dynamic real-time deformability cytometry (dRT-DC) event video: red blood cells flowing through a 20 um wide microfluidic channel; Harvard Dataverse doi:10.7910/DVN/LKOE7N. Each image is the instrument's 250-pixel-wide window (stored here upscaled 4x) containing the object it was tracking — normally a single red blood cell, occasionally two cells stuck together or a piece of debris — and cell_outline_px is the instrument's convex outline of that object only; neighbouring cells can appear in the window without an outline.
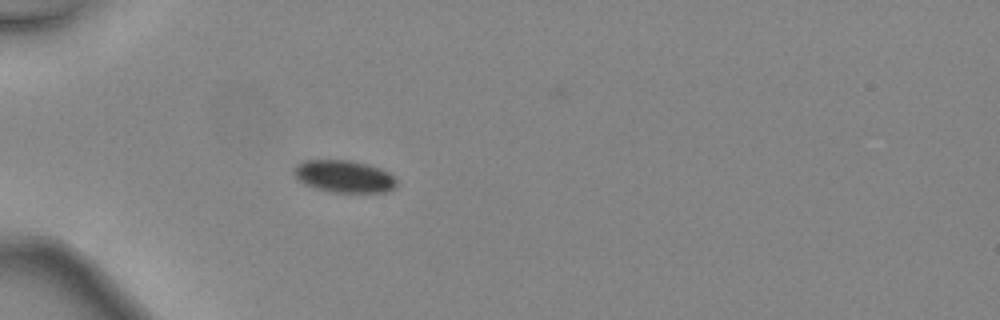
{"species": "common noctule bat (a hibernating species)", "species_latin": "Nyctalus noctula", "temperature_condition": "warm", "stored_images_in_passage": 27, "camera_frame_rate_fps": 3000, "um_per_image_px": 0.085, "animal": {"sex": "female", "body_mass_g": 24.6, "forearm_length_mm": 56.2}, "frame": {"image": 1, "passage_image": 1, "time_ms": 0.0, "image_size_px": [1000, 320], "cell_outline_px": [[396, 188], [388, 192], [332, 192], [316, 188], [304, 184], [296, 180], [292, 172], [296, 164], [304, 160], [348, 160], [368, 164], [380, 168], [388, 172], [396, 180]], "centroid_in_image_um": [29.22, 14.99], "position_along_channel_um": 55.8, "area_um2": 19.48}}
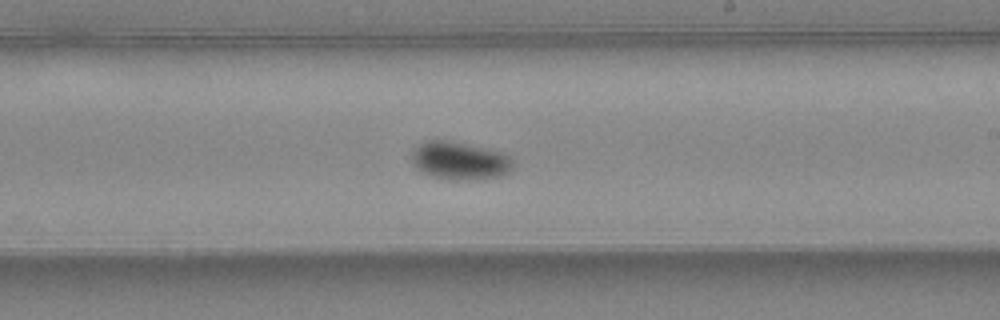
{"frame": {"image": 2, "passage_image": 15, "time_ms": 4.667, "image_size_px": [1000, 320], "cell_outline_px": [[512, 168], [504, 176], [484, 180], [448, 180], [432, 176], [416, 168], [412, 164], [412, 148], [428, 140], [444, 140], [488, 148], [504, 152], [512, 160]], "centroid_in_image_um": [39.1, 13.68], "position_along_channel_um": 249.9, "area_um2": 22.77}}
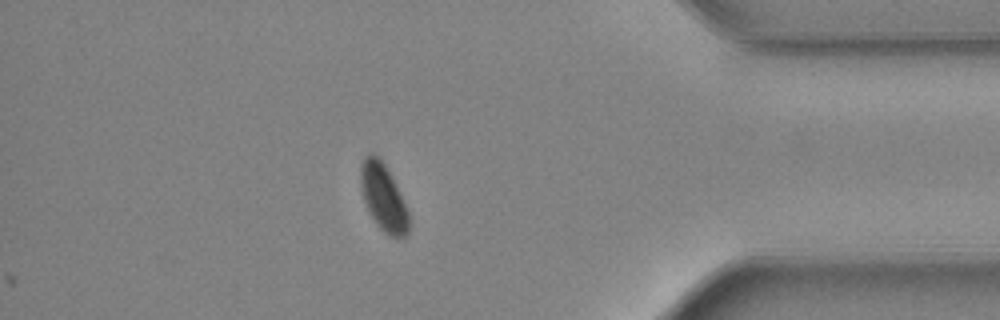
{"frame": {"image": 3, "passage_image": 27, "time_ms": 8.667, "image_size_px": [1000, 320], "cell_outline_px": [[408, 232], [404, 236], [388, 236], [376, 224], [368, 212], [364, 200], [360, 184], [360, 164], [364, 156], [372, 152], [384, 164], [408, 212]], "centroid_in_image_um": [32.52, 16.78], "position_along_channel_um": 402.7, "area_um2": 18.26}, "authors_computed_cell_mechanics": {"area_um2": 21.2126, "velocity_mm_per_s": 4.5249, "shape_relaxation_time_tau1_ms": 2.1304, "shape_relaxation_time_tau2_ms": null, "deformation_change_tau1": 0.0507, "deformation_change_tau2": null}}